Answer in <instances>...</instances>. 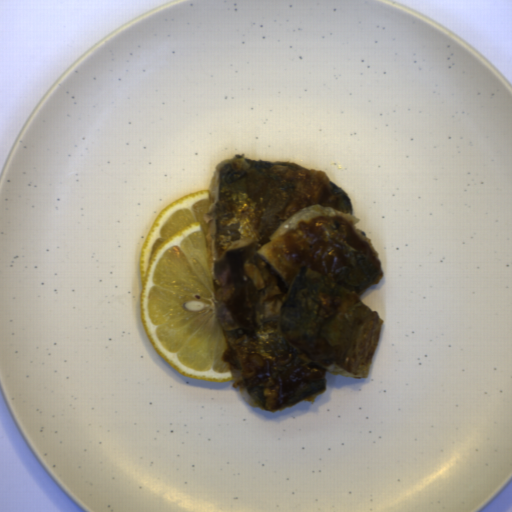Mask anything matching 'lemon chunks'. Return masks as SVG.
Listing matches in <instances>:
<instances>
[{"label":"lemon chunks","instance_id":"lemon-chunks-1","mask_svg":"<svg viewBox=\"0 0 512 512\" xmlns=\"http://www.w3.org/2000/svg\"><path fill=\"white\" fill-rule=\"evenodd\" d=\"M210 208L209 188L200 189L156 216L140 248L139 312L148 341L178 374L231 382L216 323Z\"/></svg>","mask_w":512,"mask_h":512}]
</instances>
